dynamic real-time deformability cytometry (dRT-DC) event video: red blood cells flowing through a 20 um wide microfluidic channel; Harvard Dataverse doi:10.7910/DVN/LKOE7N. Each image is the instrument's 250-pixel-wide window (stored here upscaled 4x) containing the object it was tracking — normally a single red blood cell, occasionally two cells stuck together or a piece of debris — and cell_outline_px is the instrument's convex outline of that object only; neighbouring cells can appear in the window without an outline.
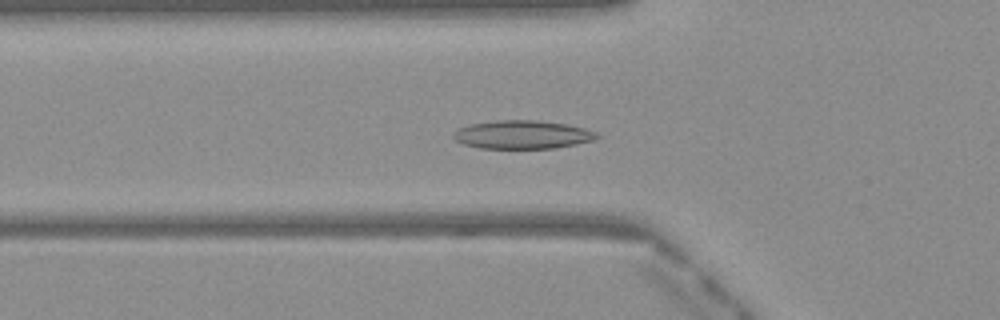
{"species": "Egyptian fruit bat (a non-hibernating species)", "species_latin": "Rousettus aegyptiacus", "temperature_condition": "warm", "stored_images_in_passage": 51, "camera_frame_rate_fps": 3000, "um_per_image_px": 0.085, "frame": {"image": 1, "passage_image": 18, "time_ms": 5.667, "image_size_px": [1000, 320], "cell_outline_px": [[600, 136], [596, 140], [556, 148], [480, 148], [464, 144], [456, 140], [452, 136], [452, 132], [460, 128], [472, 124], [496, 120], [536, 120], [568, 124], [584, 128], [596, 132]], "centroid_in_image_um": [44.44, 11.44], "position_along_channel_um": 81.4, "area_um2": 23.76}}
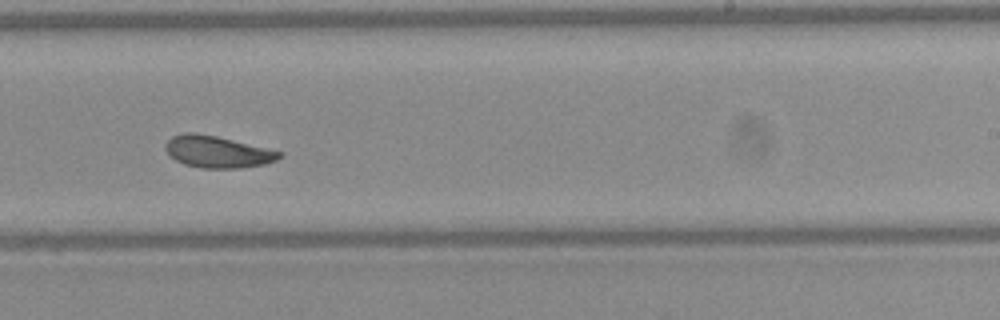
{"frame": {"image": 2, "passage_image": 32, "time_ms": 10.333, "image_size_px": [1000, 320], "cell_outline_px": [[284, 156], [276, 160], [264, 164], [240, 168], [200, 168], [184, 164], [176, 160], [164, 148], [164, 144], [172, 136], [184, 132], [192, 132], [216, 136], [284, 152]], "centroid_in_image_um": [18.49, 12.9], "position_along_channel_um": 270.5, "area_um2": 21.1}}
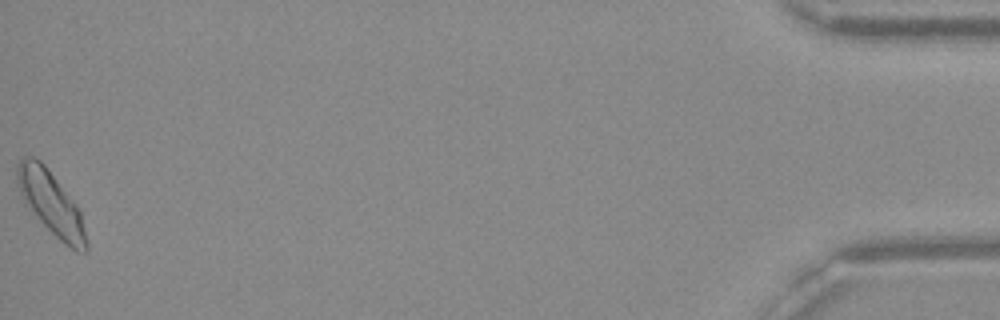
{"frame": {"image": 3, "passage_image": 51, "time_ms": 16.667, "image_size_px": [1000, 320], "cell_outline_px": [[88, 252], [76, 252], [64, 244], [24, 204], [16, 180], [16, 168], [20, 160], [24, 156], [32, 156], [40, 160], [44, 164], [76, 204], [80, 212], [88, 244]], "centroid_in_image_um": [4.33, 17.27], "position_along_channel_um": 430.9, "area_um2": 25.32}, "authors_computed_cell_mechanics": {"area_um2": 21.9062, "velocity_mm_per_s": 4.0338, "shape_relaxation_time_tau1_ms": 4.0244, "shape_relaxation_time_tau2_ms": 3.39, "deformation_change_tau1": 0.1152, "deformation_change_tau2": 0.0818}}